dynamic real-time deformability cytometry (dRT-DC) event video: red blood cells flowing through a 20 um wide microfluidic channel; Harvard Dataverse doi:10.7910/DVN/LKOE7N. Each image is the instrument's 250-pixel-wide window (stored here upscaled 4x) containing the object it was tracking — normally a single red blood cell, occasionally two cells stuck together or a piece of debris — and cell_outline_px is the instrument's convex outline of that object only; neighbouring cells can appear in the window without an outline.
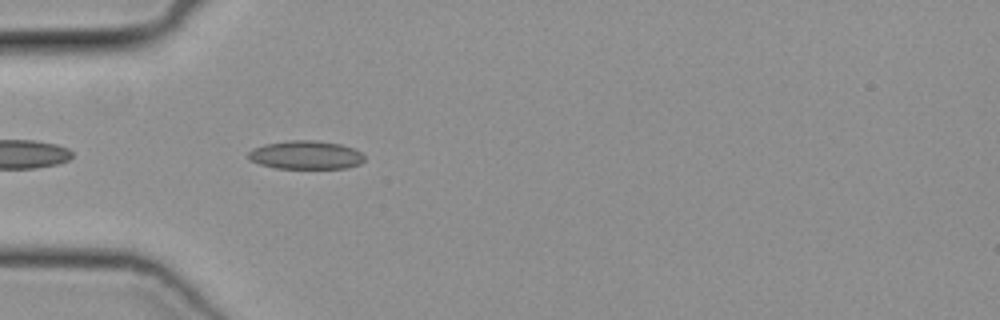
{"species": "common noctule bat (a hibernating species)", "species_latin": "Nyctalus noctula", "temperature_condition": "cold", "stored_images_in_passage": 19, "camera_frame_rate_fps": 3000, "um_per_image_px": 0.085, "animal": {"sex": "female", "body_mass_g": 19.3, "forearm_length_mm": 54.1}, "frame": {"image": 1, "passage_image": 3, "time_ms": 0.667, "image_size_px": [1000, 320], "cell_outline_px": [[364, 160], [360, 164], [348, 168], [276, 168], [260, 164], [252, 160], [248, 156], [248, 152], [252, 148], [264, 144], [292, 140], [316, 140], [340, 144], [352, 148], [360, 152], [364, 156]], "centroid_in_image_um": [26.0, 13.17], "position_along_channel_um": 59.0, "area_um2": 19.19}}
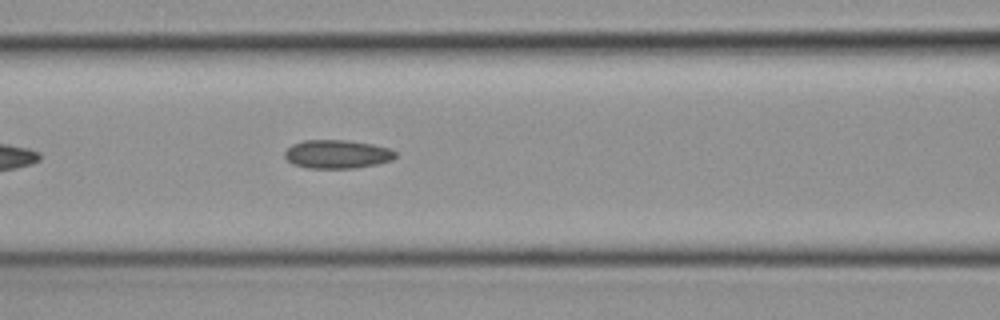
{"frame": {"image": 2, "passage_image": 9, "time_ms": 2.667, "image_size_px": [1000, 320], "cell_outline_px": [[396, 156], [392, 160], [376, 164], [356, 168], [308, 168], [292, 164], [284, 156], [284, 152], [292, 144], [304, 140], [344, 140], [372, 144], [388, 148], [396, 152]], "centroid_in_image_um": [28.64, 13.11], "position_along_channel_um": 138.0, "area_um2": 18.38}}
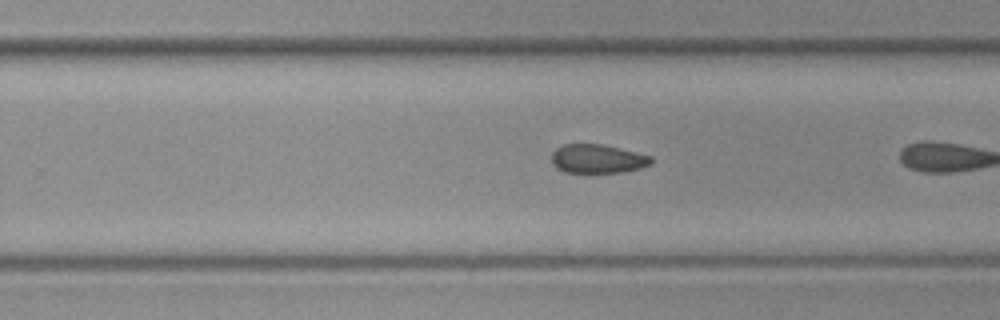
{"frame": {"image": 3, "passage_image": 17, "time_ms": 5.333, "image_size_px": [1000, 320], "cell_outline_px": [[652, 164], [640, 168], [624, 172], [588, 176], [564, 172], [556, 168], [552, 164], [552, 152], [556, 148], [564, 144], [600, 144], [636, 152], [652, 156]], "centroid_in_image_um": [50.76, 13.56], "position_along_channel_um": 279.0, "area_um2": 17.57}}